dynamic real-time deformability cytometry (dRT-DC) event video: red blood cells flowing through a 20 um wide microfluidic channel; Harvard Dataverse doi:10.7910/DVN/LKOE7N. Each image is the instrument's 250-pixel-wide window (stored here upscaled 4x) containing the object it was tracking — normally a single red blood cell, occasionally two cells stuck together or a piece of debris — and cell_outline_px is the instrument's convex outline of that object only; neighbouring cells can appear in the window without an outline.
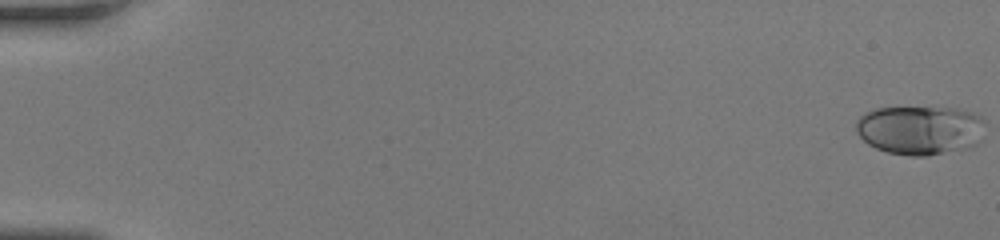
{"species": "human", "species_latin": "Homo sapiens", "temperature_condition": "room temperature", "stored_images_in_passage": 51, "camera_frame_rate_fps": 3000, "um_per_image_px": 0.085, "donor": {"sex": "female"}, "frame": {"image": 1, "passage_image": 1, "time_ms": 0.0, "image_size_px": [1000, 240], "cell_outline_px": [[984, 120], [976, 144], [968, 148], [928, 156], [908, 156], [888, 152], [876, 148], [868, 144], [856, 132], [856, 120], [864, 112], [876, 108], [956, 108], [972, 112], [984, 116]], "centroid_in_image_um": [78.17, 11.05], "position_along_channel_um": 6.8, "area_um2": 36.93}}
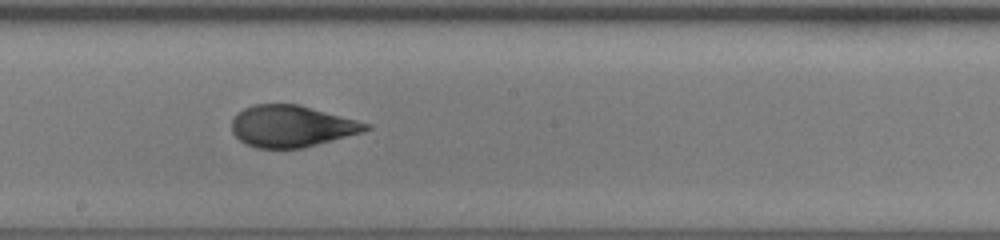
{"frame": {"image": 2, "passage_image": 30, "time_ms": 9.667, "image_size_px": [1000, 240], "cell_outline_px": [[372, 128], [360, 132], [316, 144], [300, 148], [256, 148], [240, 140], [232, 132], [232, 120], [236, 112], [252, 104], [296, 104], [372, 124]], "centroid_in_image_um": [24.74, 10.71], "position_along_channel_um": 223.5, "area_um2": 32.08}}
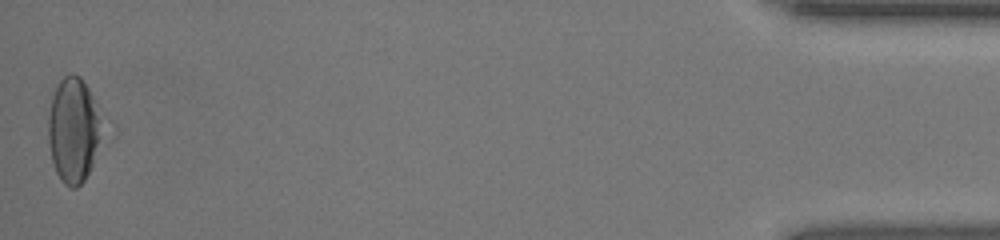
{"frame": {"image": 3, "passage_image": 51, "time_ms": 16.667, "image_size_px": [1000, 240], "cell_outline_px": [[116, 128], [84, 180], [76, 188], [68, 188], [60, 180], [56, 172], [52, 160], [48, 140], [48, 116], [52, 96], [60, 80], [68, 72], [72, 72], [80, 76], [116, 124]], "centroid_in_image_um": [6.51, 11.02], "position_along_channel_um": 428.7, "area_um2": 37.05}, "authors_computed_cell_mechanics": {"area_um2": 33.524, "velocity_mm_per_s": 4.1741, "shape_relaxation_time_tau1_ms": 7.9606, "shape_relaxation_time_tau2_ms": 0.781, "deformation_change_tau1": 0.2419, "deformation_change_tau2": 0.0573}}